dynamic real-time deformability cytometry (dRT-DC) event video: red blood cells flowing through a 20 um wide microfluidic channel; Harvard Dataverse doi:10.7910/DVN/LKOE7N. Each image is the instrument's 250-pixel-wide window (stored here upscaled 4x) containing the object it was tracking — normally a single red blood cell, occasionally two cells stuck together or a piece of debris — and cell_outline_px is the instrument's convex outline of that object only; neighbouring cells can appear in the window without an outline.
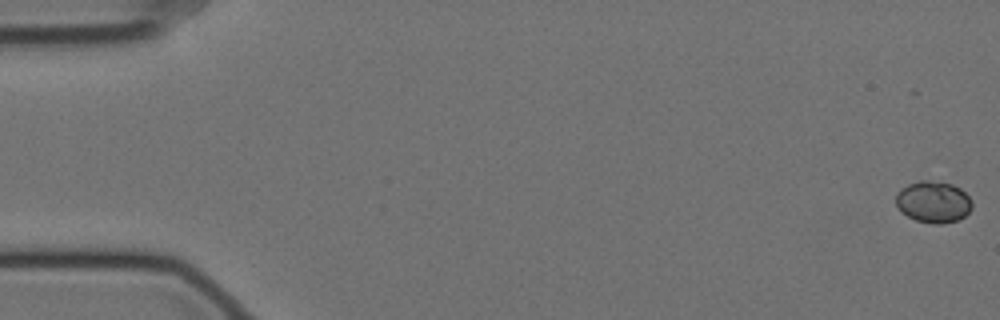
{"species": "Egyptian fruit bat (a non-hibernating species)", "species_latin": "Rousettus aegyptiacus", "temperature_condition": "cold", "stored_images_in_passage": 16, "camera_frame_rate_fps": 3000, "um_per_image_px": 0.085, "animal": {"sex": "female"}, "frame": {"image": 1, "passage_image": 1, "time_ms": 0.0, "image_size_px": [1000, 320], "cell_outline_px": [[972, 208], [964, 216], [956, 220], [940, 224], [932, 224], [916, 220], [900, 212], [896, 204], [896, 192], [900, 188], [908, 184], [920, 180], [928, 180], [952, 184], [960, 188], [972, 200]], "centroid_in_image_um": [79.31, 17.15], "position_along_channel_um": 5.7, "area_um2": 18.55}}
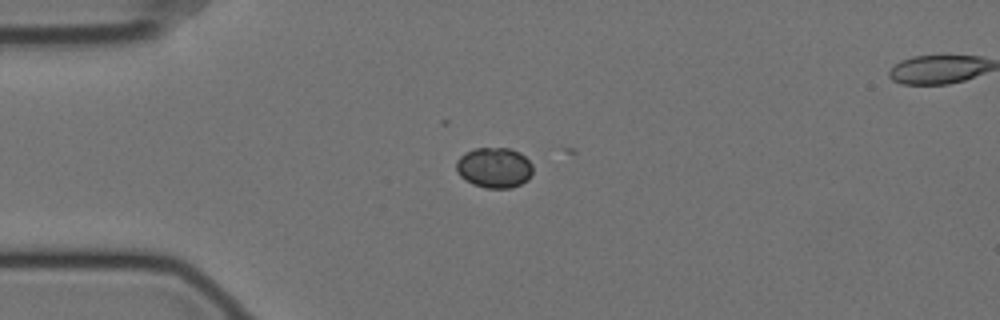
{"frame": {"image": 2, "passage_image": 15, "time_ms": 4.667, "image_size_px": [1000, 320], "cell_outline_px": [[532, 172], [528, 180], [512, 188], [484, 188], [472, 184], [464, 180], [456, 172], [456, 160], [464, 152], [476, 148], [508, 148], [520, 152], [532, 164]], "centroid_in_image_um": [41.98, 14.26], "position_along_channel_um": 43.0, "area_um2": 18.26}}